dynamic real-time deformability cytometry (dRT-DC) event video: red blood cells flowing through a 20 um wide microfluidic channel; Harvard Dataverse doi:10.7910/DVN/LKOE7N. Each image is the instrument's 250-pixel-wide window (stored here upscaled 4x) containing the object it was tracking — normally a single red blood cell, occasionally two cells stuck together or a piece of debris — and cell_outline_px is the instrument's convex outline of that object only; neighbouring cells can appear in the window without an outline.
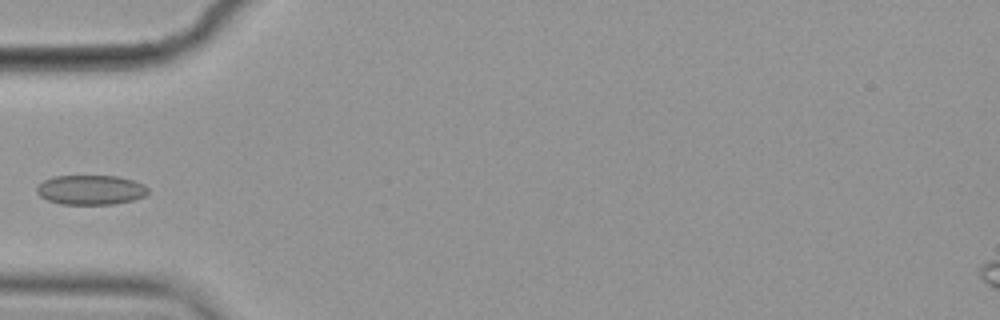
{"species": "common noctule bat (a hibernating species)", "species_latin": "Nyctalus noctula", "temperature_condition": "cold", "stored_images_in_passage": 8, "camera_frame_rate_fps": 3000, "um_per_image_px": 0.085, "animal": {"sex": "female", "body_mass_g": 19.9}, "frame": {"image": 1, "passage_image": 6, "time_ms": 1.667, "image_size_px": [1000, 320], "cell_outline_px": [[148, 192], [144, 196], [132, 200], [116, 204], [60, 204], [48, 200], [40, 196], [36, 192], [36, 188], [44, 180], [52, 176], [116, 176], [132, 180], [144, 184], [148, 188]], "centroid_in_image_um": [7.7, 16.14], "position_along_channel_um": 77.3, "area_um2": 19.19}}
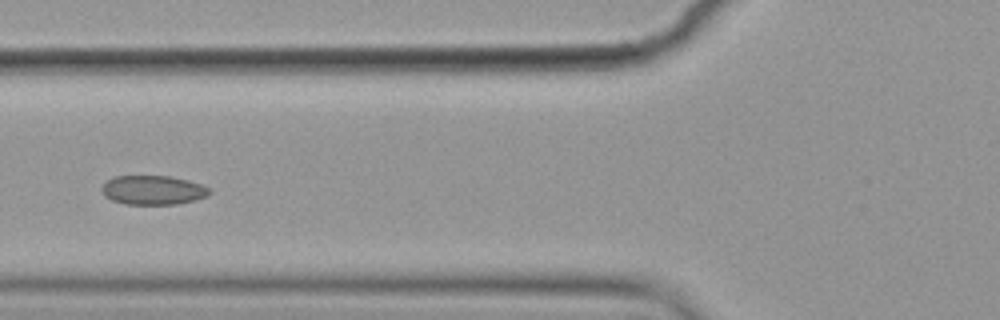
{"frame": {"image": 2, "passage_image": 7, "time_ms": 2.0, "image_size_px": [1000, 320], "cell_outline_px": [[212, 192], [208, 196], [196, 200], [176, 204], [124, 204], [112, 200], [104, 196], [100, 188], [108, 180], [116, 176], [168, 176], [200, 184], [212, 188]], "centroid_in_image_um": [13.02, 16.17], "position_along_channel_um": 112.8, "area_um2": 18.32}}
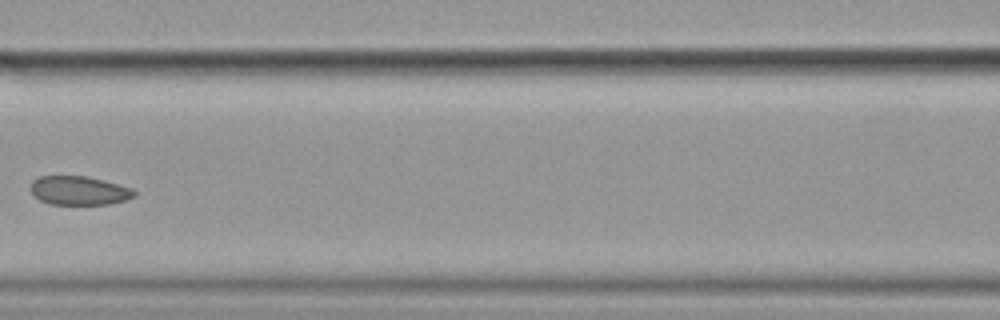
{"frame": {"image": 3, "passage_image": 8, "time_ms": 2.333, "image_size_px": [1000, 320], "cell_outline_px": [[136, 196], [124, 200], [108, 204], [48, 204], [40, 200], [28, 188], [32, 180], [40, 176], [88, 176], [104, 180], [132, 188], [136, 192]], "centroid_in_image_um": [6.7, 16.19], "position_along_channel_um": 159.9, "area_um2": 17.51}}